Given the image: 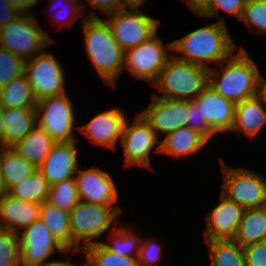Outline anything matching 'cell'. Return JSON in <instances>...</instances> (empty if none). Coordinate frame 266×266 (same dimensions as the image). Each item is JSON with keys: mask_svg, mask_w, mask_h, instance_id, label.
<instances>
[{"mask_svg": "<svg viewBox=\"0 0 266 266\" xmlns=\"http://www.w3.org/2000/svg\"><path fill=\"white\" fill-rule=\"evenodd\" d=\"M166 47L183 54L175 56L176 58L208 69L209 62L218 65L238 49L227 30L224 19L193 30L167 43Z\"/></svg>", "mask_w": 266, "mask_h": 266, "instance_id": "1", "label": "cell"}, {"mask_svg": "<svg viewBox=\"0 0 266 266\" xmlns=\"http://www.w3.org/2000/svg\"><path fill=\"white\" fill-rule=\"evenodd\" d=\"M217 66L222 68L220 72L211 67L208 69V85L218 94L235 103L257 95L261 74L242 46Z\"/></svg>", "mask_w": 266, "mask_h": 266, "instance_id": "2", "label": "cell"}, {"mask_svg": "<svg viewBox=\"0 0 266 266\" xmlns=\"http://www.w3.org/2000/svg\"><path fill=\"white\" fill-rule=\"evenodd\" d=\"M86 53L102 80L115 86L124 72L125 51L114 40L110 26L101 18L82 22Z\"/></svg>", "mask_w": 266, "mask_h": 266, "instance_id": "3", "label": "cell"}, {"mask_svg": "<svg viewBox=\"0 0 266 266\" xmlns=\"http://www.w3.org/2000/svg\"><path fill=\"white\" fill-rule=\"evenodd\" d=\"M208 84V68L180 60L172 55L160 71L156 85L162 96L155 97L193 101Z\"/></svg>", "mask_w": 266, "mask_h": 266, "instance_id": "4", "label": "cell"}, {"mask_svg": "<svg viewBox=\"0 0 266 266\" xmlns=\"http://www.w3.org/2000/svg\"><path fill=\"white\" fill-rule=\"evenodd\" d=\"M120 210V206H104L80 200L69 212L72 251L77 252L99 242L94 238H99L110 229ZM81 242H84L83 245Z\"/></svg>", "mask_w": 266, "mask_h": 266, "instance_id": "5", "label": "cell"}, {"mask_svg": "<svg viewBox=\"0 0 266 266\" xmlns=\"http://www.w3.org/2000/svg\"><path fill=\"white\" fill-rule=\"evenodd\" d=\"M33 15L32 12L21 13L16 19L0 27V47L24 61L30 60L54 43Z\"/></svg>", "mask_w": 266, "mask_h": 266, "instance_id": "6", "label": "cell"}, {"mask_svg": "<svg viewBox=\"0 0 266 266\" xmlns=\"http://www.w3.org/2000/svg\"><path fill=\"white\" fill-rule=\"evenodd\" d=\"M73 105L66 92L41 98L36 103L37 124L51 136L55 143L76 140L73 130L78 128L74 126L76 115Z\"/></svg>", "mask_w": 266, "mask_h": 266, "instance_id": "7", "label": "cell"}, {"mask_svg": "<svg viewBox=\"0 0 266 266\" xmlns=\"http://www.w3.org/2000/svg\"><path fill=\"white\" fill-rule=\"evenodd\" d=\"M114 40L126 51L153 37L160 20L144 14L141 7H125L107 15Z\"/></svg>", "mask_w": 266, "mask_h": 266, "instance_id": "8", "label": "cell"}, {"mask_svg": "<svg viewBox=\"0 0 266 266\" xmlns=\"http://www.w3.org/2000/svg\"><path fill=\"white\" fill-rule=\"evenodd\" d=\"M223 168L221 194L245 208L266 206V180L256 171L233 168L220 158Z\"/></svg>", "mask_w": 266, "mask_h": 266, "instance_id": "9", "label": "cell"}, {"mask_svg": "<svg viewBox=\"0 0 266 266\" xmlns=\"http://www.w3.org/2000/svg\"><path fill=\"white\" fill-rule=\"evenodd\" d=\"M120 141L124 149L125 166L151 168L149 155L151 149L158 145L155 150L160 152L161 140L141 113L137 114L131 124L129 119H126Z\"/></svg>", "mask_w": 266, "mask_h": 266, "instance_id": "10", "label": "cell"}, {"mask_svg": "<svg viewBox=\"0 0 266 266\" xmlns=\"http://www.w3.org/2000/svg\"><path fill=\"white\" fill-rule=\"evenodd\" d=\"M25 61L24 74L30 83L34 96L41 98L65 93L64 70L51 53L44 50Z\"/></svg>", "mask_w": 266, "mask_h": 266, "instance_id": "11", "label": "cell"}, {"mask_svg": "<svg viewBox=\"0 0 266 266\" xmlns=\"http://www.w3.org/2000/svg\"><path fill=\"white\" fill-rule=\"evenodd\" d=\"M20 244V266H43L52 253L58 252L68 255V251L50 233L47 226L40 219L18 233Z\"/></svg>", "mask_w": 266, "mask_h": 266, "instance_id": "12", "label": "cell"}, {"mask_svg": "<svg viewBox=\"0 0 266 266\" xmlns=\"http://www.w3.org/2000/svg\"><path fill=\"white\" fill-rule=\"evenodd\" d=\"M157 33L148 41L125 51L124 70L137 79L156 81L160 71L172 56L167 53Z\"/></svg>", "mask_w": 266, "mask_h": 266, "instance_id": "13", "label": "cell"}, {"mask_svg": "<svg viewBox=\"0 0 266 266\" xmlns=\"http://www.w3.org/2000/svg\"><path fill=\"white\" fill-rule=\"evenodd\" d=\"M76 174L74 178L81 201L104 206H113V203L117 201L115 181L108 172L89 168L77 169Z\"/></svg>", "mask_w": 266, "mask_h": 266, "instance_id": "14", "label": "cell"}, {"mask_svg": "<svg viewBox=\"0 0 266 266\" xmlns=\"http://www.w3.org/2000/svg\"><path fill=\"white\" fill-rule=\"evenodd\" d=\"M150 105L141 112L151 124L156 136L159 132L169 134L186 126L188 116V101L152 97Z\"/></svg>", "mask_w": 266, "mask_h": 266, "instance_id": "15", "label": "cell"}, {"mask_svg": "<svg viewBox=\"0 0 266 266\" xmlns=\"http://www.w3.org/2000/svg\"><path fill=\"white\" fill-rule=\"evenodd\" d=\"M201 117L209 128L219 136V132H228L233 126L236 103L224 98L208 84L193 100Z\"/></svg>", "mask_w": 266, "mask_h": 266, "instance_id": "16", "label": "cell"}, {"mask_svg": "<svg viewBox=\"0 0 266 266\" xmlns=\"http://www.w3.org/2000/svg\"><path fill=\"white\" fill-rule=\"evenodd\" d=\"M244 208L221 194L220 203L208 212L205 241L234 239Z\"/></svg>", "mask_w": 266, "mask_h": 266, "instance_id": "17", "label": "cell"}, {"mask_svg": "<svg viewBox=\"0 0 266 266\" xmlns=\"http://www.w3.org/2000/svg\"><path fill=\"white\" fill-rule=\"evenodd\" d=\"M126 119L124 111L114 107L97 114L87 124L79 126L78 130L91 142L115 149L118 138L121 139Z\"/></svg>", "mask_w": 266, "mask_h": 266, "instance_id": "18", "label": "cell"}, {"mask_svg": "<svg viewBox=\"0 0 266 266\" xmlns=\"http://www.w3.org/2000/svg\"><path fill=\"white\" fill-rule=\"evenodd\" d=\"M76 140L55 143L38 170L49 185L59 183L68 178H74L77 172L78 159Z\"/></svg>", "mask_w": 266, "mask_h": 266, "instance_id": "19", "label": "cell"}, {"mask_svg": "<svg viewBox=\"0 0 266 266\" xmlns=\"http://www.w3.org/2000/svg\"><path fill=\"white\" fill-rule=\"evenodd\" d=\"M40 206L36 202L22 201L7 192L0 198V227L19 233L22 229L30 226L40 219Z\"/></svg>", "mask_w": 266, "mask_h": 266, "instance_id": "20", "label": "cell"}, {"mask_svg": "<svg viewBox=\"0 0 266 266\" xmlns=\"http://www.w3.org/2000/svg\"><path fill=\"white\" fill-rule=\"evenodd\" d=\"M265 124L266 110L257 95L236 103L234 122L230 131H242L253 138Z\"/></svg>", "mask_w": 266, "mask_h": 266, "instance_id": "21", "label": "cell"}, {"mask_svg": "<svg viewBox=\"0 0 266 266\" xmlns=\"http://www.w3.org/2000/svg\"><path fill=\"white\" fill-rule=\"evenodd\" d=\"M54 144L55 141L51 136L36 124L25 137L18 140L11 148L38 168Z\"/></svg>", "mask_w": 266, "mask_h": 266, "instance_id": "22", "label": "cell"}, {"mask_svg": "<svg viewBox=\"0 0 266 266\" xmlns=\"http://www.w3.org/2000/svg\"><path fill=\"white\" fill-rule=\"evenodd\" d=\"M208 141L197 131L189 127H181L165 135L161 140L160 152L173 155L175 157L195 154Z\"/></svg>", "mask_w": 266, "mask_h": 266, "instance_id": "23", "label": "cell"}, {"mask_svg": "<svg viewBox=\"0 0 266 266\" xmlns=\"http://www.w3.org/2000/svg\"><path fill=\"white\" fill-rule=\"evenodd\" d=\"M233 240L242 247L266 240V206L244 209Z\"/></svg>", "mask_w": 266, "mask_h": 266, "instance_id": "24", "label": "cell"}, {"mask_svg": "<svg viewBox=\"0 0 266 266\" xmlns=\"http://www.w3.org/2000/svg\"><path fill=\"white\" fill-rule=\"evenodd\" d=\"M5 147L25 137L37 124L35 108H3Z\"/></svg>", "mask_w": 266, "mask_h": 266, "instance_id": "25", "label": "cell"}, {"mask_svg": "<svg viewBox=\"0 0 266 266\" xmlns=\"http://www.w3.org/2000/svg\"><path fill=\"white\" fill-rule=\"evenodd\" d=\"M0 168L7 191L38 169L11 147H0Z\"/></svg>", "mask_w": 266, "mask_h": 266, "instance_id": "26", "label": "cell"}, {"mask_svg": "<svg viewBox=\"0 0 266 266\" xmlns=\"http://www.w3.org/2000/svg\"><path fill=\"white\" fill-rule=\"evenodd\" d=\"M40 220L44 222L56 240L68 251H72L69 212L61 210L46 201L40 206Z\"/></svg>", "mask_w": 266, "mask_h": 266, "instance_id": "27", "label": "cell"}, {"mask_svg": "<svg viewBox=\"0 0 266 266\" xmlns=\"http://www.w3.org/2000/svg\"><path fill=\"white\" fill-rule=\"evenodd\" d=\"M36 103L32 87L24 73L2 87V108H35Z\"/></svg>", "mask_w": 266, "mask_h": 266, "instance_id": "28", "label": "cell"}, {"mask_svg": "<svg viewBox=\"0 0 266 266\" xmlns=\"http://www.w3.org/2000/svg\"><path fill=\"white\" fill-rule=\"evenodd\" d=\"M49 187L48 181L37 169L21 183L12 186L7 193L22 201L42 204L48 200Z\"/></svg>", "mask_w": 266, "mask_h": 266, "instance_id": "29", "label": "cell"}, {"mask_svg": "<svg viewBox=\"0 0 266 266\" xmlns=\"http://www.w3.org/2000/svg\"><path fill=\"white\" fill-rule=\"evenodd\" d=\"M211 266H246L243 247L235 240H209Z\"/></svg>", "mask_w": 266, "mask_h": 266, "instance_id": "30", "label": "cell"}, {"mask_svg": "<svg viewBox=\"0 0 266 266\" xmlns=\"http://www.w3.org/2000/svg\"><path fill=\"white\" fill-rule=\"evenodd\" d=\"M82 251L89 266H140L138 258L120 256L110 251L102 242L90 244Z\"/></svg>", "mask_w": 266, "mask_h": 266, "instance_id": "31", "label": "cell"}, {"mask_svg": "<svg viewBox=\"0 0 266 266\" xmlns=\"http://www.w3.org/2000/svg\"><path fill=\"white\" fill-rule=\"evenodd\" d=\"M111 235L113 238L111 244H105L104 245L112 252H115L116 254L120 256H126V257H132V258H138L140 248L142 245V239L140 236H136L135 232L130 231L129 228H123L121 226L116 227V225L113 227V230Z\"/></svg>", "mask_w": 266, "mask_h": 266, "instance_id": "32", "label": "cell"}, {"mask_svg": "<svg viewBox=\"0 0 266 266\" xmlns=\"http://www.w3.org/2000/svg\"><path fill=\"white\" fill-rule=\"evenodd\" d=\"M79 201L75 178H68L50 185L47 202L57 208L70 212Z\"/></svg>", "mask_w": 266, "mask_h": 266, "instance_id": "33", "label": "cell"}, {"mask_svg": "<svg viewBox=\"0 0 266 266\" xmlns=\"http://www.w3.org/2000/svg\"><path fill=\"white\" fill-rule=\"evenodd\" d=\"M0 266H20L19 235L0 230Z\"/></svg>", "mask_w": 266, "mask_h": 266, "instance_id": "34", "label": "cell"}, {"mask_svg": "<svg viewBox=\"0 0 266 266\" xmlns=\"http://www.w3.org/2000/svg\"><path fill=\"white\" fill-rule=\"evenodd\" d=\"M259 34H266V0H246L241 18Z\"/></svg>", "mask_w": 266, "mask_h": 266, "instance_id": "35", "label": "cell"}, {"mask_svg": "<svg viewBox=\"0 0 266 266\" xmlns=\"http://www.w3.org/2000/svg\"><path fill=\"white\" fill-rule=\"evenodd\" d=\"M25 61L10 51L0 47V86L24 73Z\"/></svg>", "mask_w": 266, "mask_h": 266, "instance_id": "36", "label": "cell"}, {"mask_svg": "<svg viewBox=\"0 0 266 266\" xmlns=\"http://www.w3.org/2000/svg\"><path fill=\"white\" fill-rule=\"evenodd\" d=\"M246 0H208L206 8L198 17H220L219 9L241 18Z\"/></svg>", "mask_w": 266, "mask_h": 266, "instance_id": "37", "label": "cell"}, {"mask_svg": "<svg viewBox=\"0 0 266 266\" xmlns=\"http://www.w3.org/2000/svg\"><path fill=\"white\" fill-rule=\"evenodd\" d=\"M188 116L186 121V127L193 129L200 133L207 141L215 135V133L209 128L204 118L201 117L200 111L193 101H188Z\"/></svg>", "mask_w": 266, "mask_h": 266, "instance_id": "38", "label": "cell"}, {"mask_svg": "<svg viewBox=\"0 0 266 266\" xmlns=\"http://www.w3.org/2000/svg\"><path fill=\"white\" fill-rule=\"evenodd\" d=\"M246 266H266V240L243 247Z\"/></svg>", "mask_w": 266, "mask_h": 266, "instance_id": "39", "label": "cell"}, {"mask_svg": "<svg viewBox=\"0 0 266 266\" xmlns=\"http://www.w3.org/2000/svg\"><path fill=\"white\" fill-rule=\"evenodd\" d=\"M161 245L151 238L142 240L138 260L140 266H149L150 264L159 261L162 250Z\"/></svg>", "mask_w": 266, "mask_h": 266, "instance_id": "40", "label": "cell"}, {"mask_svg": "<svg viewBox=\"0 0 266 266\" xmlns=\"http://www.w3.org/2000/svg\"><path fill=\"white\" fill-rule=\"evenodd\" d=\"M58 0H52V3L54 4V2H57ZM61 1V0H60ZM62 1H64V0H62ZM70 1V3H68ZM79 0H65V2L67 3V4H69V6H71V9H68L67 7H69V6H67L66 8L68 9H66L68 12L67 13H65V11H64V13L66 14L65 16H62L61 17V14H59L60 15V19L58 18V17H56V20L57 21H59L60 22V24L62 25V26H65V23H66V21H67V23L66 24H68V26L69 25H73L72 23L74 22L75 23V20L77 19H79L78 17H82V22L86 19V18H98V16L96 15V14H94V12L92 13V12H90V14L88 15V16H85L82 12H80L81 10L82 11H84V9H82V7H84L83 6V4L81 5L80 4V6H79V4H76L75 2H78ZM58 4V3H57ZM54 7V6H53ZM70 8V7H69ZM65 9V8H64ZM51 10H52V7H51ZM61 11V10H60ZM53 12V11H52ZM51 12V13H52ZM62 12V11H61ZM50 13V12H49ZM63 13V12H62ZM80 13V14H79ZM79 14V15H78ZM57 15V14H56ZM58 15V16H59ZM78 15V16H77ZM68 18H67V17ZM71 16V17H70ZM64 17V18H63ZM67 18V19H66ZM66 20V21H65ZM65 22V23H64Z\"/></svg>", "mask_w": 266, "mask_h": 266, "instance_id": "41", "label": "cell"}, {"mask_svg": "<svg viewBox=\"0 0 266 266\" xmlns=\"http://www.w3.org/2000/svg\"><path fill=\"white\" fill-rule=\"evenodd\" d=\"M88 2L106 15L126 7L123 4V0H88Z\"/></svg>", "mask_w": 266, "mask_h": 266, "instance_id": "42", "label": "cell"}, {"mask_svg": "<svg viewBox=\"0 0 266 266\" xmlns=\"http://www.w3.org/2000/svg\"><path fill=\"white\" fill-rule=\"evenodd\" d=\"M21 13L8 0H0V27L16 19Z\"/></svg>", "mask_w": 266, "mask_h": 266, "instance_id": "43", "label": "cell"}, {"mask_svg": "<svg viewBox=\"0 0 266 266\" xmlns=\"http://www.w3.org/2000/svg\"><path fill=\"white\" fill-rule=\"evenodd\" d=\"M20 13L29 14L30 8L35 6L39 0H8Z\"/></svg>", "mask_w": 266, "mask_h": 266, "instance_id": "44", "label": "cell"}, {"mask_svg": "<svg viewBox=\"0 0 266 266\" xmlns=\"http://www.w3.org/2000/svg\"><path fill=\"white\" fill-rule=\"evenodd\" d=\"M184 1V0H183ZM195 15H199L207 6L208 0H185Z\"/></svg>", "mask_w": 266, "mask_h": 266, "instance_id": "45", "label": "cell"}, {"mask_svg": "<svg viewBox=\"0 0 266 266\" xmlns=\"http://www.w3.org/2000/svg\"><path fill=\"white\" fill-rule=\"evenodd\" d=\"M257 96L260 98L262 104L266 106V80L262 75L258 80Z\"/></svg>", "mask_w": 266, "mask_h": 266, "instance_id": "46", "label": "cell"}, {"mask_svg": "<svg viewBox=\"0 0 266 266\" xmlns=\"http://www.w3.org/2000/svg\"><path fill=\"white\" fill-rule=\"evenodd\" d=\"M0 147H5V124L3 120V108L0 106Z\"/></svg>", "mask_w": 266, "mask_h": 266, "instance_id": "47", "label": "cell"}, {"mask_svg": "<svg viewBox=\"0 0 266 266\" xmlns=\"http://www.w3.org/2000/svg\"><path fill=\"white\" fill-rule=\"evenodd\" d=\"M85 266H89V262L88 259L86 257V264H84ZM43 266H77L74 263L71 262H65V261H48V263L44 264Z\"/></svg>", "mask_w": 266, "mask_h": 266, "instance_id": "48", "label": "cell"}, {"mask_svg": "<svg viewBox=\"0 0 266 266\" xmlns=\"http://www.w3.org/2000/svg\"><path fill=\"white\" fill-rule=\"evenodd\" d=\"M148 0H123V4L126 7H142Z\"/></svg>", "mask_w": 266, "mask_h": 266, "instance_id": "49", "label": "cell"}, {"mask_svg": "<svg viewBox=\"0 0 266 266\" xmlns=\"http://www.w3.org/2000/svg\"><path fill=\"white\" fill-rule=\"evenodd\" d=\"M7 192L3 177H2V172H1V168H0V198L2 197V195L4 193Z\"/></svg>", "mask_w": 266, "mask_h": 266, "instance_id": "50", "label": "cell"}, {"mask_svg": "<svg viewBox=\"0 0 266 266\" xmlns=\"http://www.w3.org/2000/svg\"><path fill=\"white\" fill-rule=\"evenodd\" d=\"M1 91H2V87L0 86V99H1Z\"/></svg>", "mask_w": 266, "mask_h": 266, "instance_id": "51", "label": "cell"}]
</instances>
